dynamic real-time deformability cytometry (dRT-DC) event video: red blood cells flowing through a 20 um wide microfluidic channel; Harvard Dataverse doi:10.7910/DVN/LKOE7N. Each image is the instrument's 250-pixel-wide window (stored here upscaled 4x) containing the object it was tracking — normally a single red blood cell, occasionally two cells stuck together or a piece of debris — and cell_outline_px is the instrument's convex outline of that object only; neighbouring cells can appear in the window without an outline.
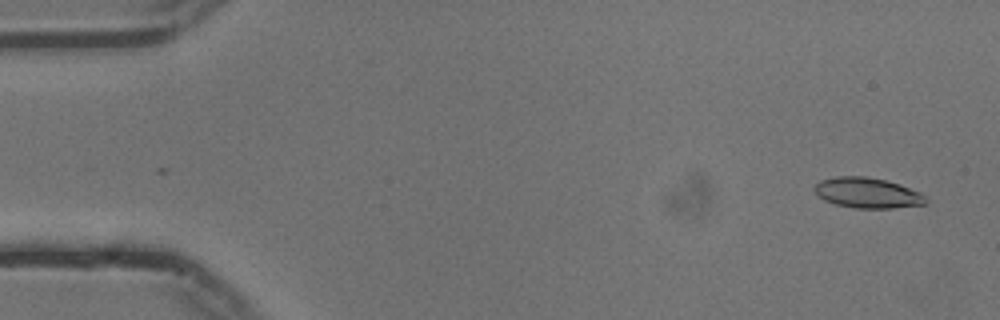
{"species": "common noctule bat (a hibernating species)", "species_latin": "Nyctalus noctula", "temperature_condition": "cold", "stored_images_in_passage": 54, "camera_frame_rate_fps": 3000, "um_per_image_px": 0.085, "animal": {"sex": "male", "body_mass_g": 13.3}, "frame": {"image": 1, "passage_image": 2, "time_ms": 0.333, "image_size_px": [1000, 320], "cell_outline_px": [[928, 204], [892, 208], [856, 208], [836, 204], [824, 200], [812, 188], [820, 180], [836, 176], [864, 176], [884, 180], [900, 184], [920, 192], [928, 200]], "centroid_in_image_um": [73.75, 16.39], "position_along_channel_um": 11.3, "area_um2": 19.71}}
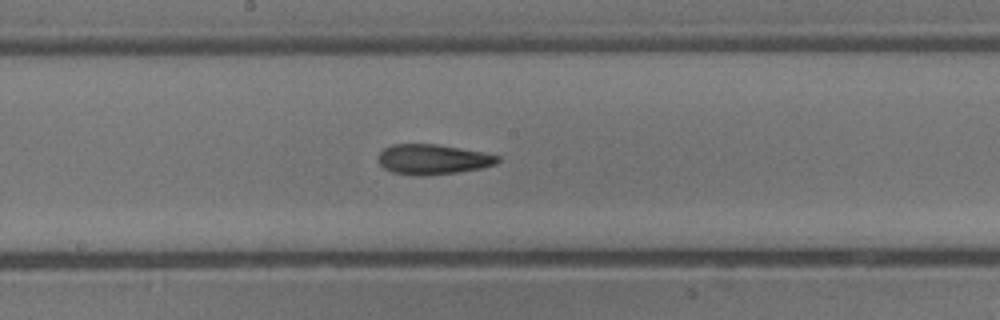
{"frame": {"image": 2, "passage_image": 28, "time_ms": 9.0, "image_size_px": [1000, 320], "cell_outline_px": [[500, 160], [496, 164], [480, 168], [456, 172], [424, 176], [412, 176], [392, 172], [384, 168], [380, 164], [376, 156], [384, 148], [392, 144], [436, 144], [480, 152], [500, 156]], "centroid_in_image_um": [36.73, 13.55], "position_along_channel_um": 211.5, "area_um2": 20.92}}
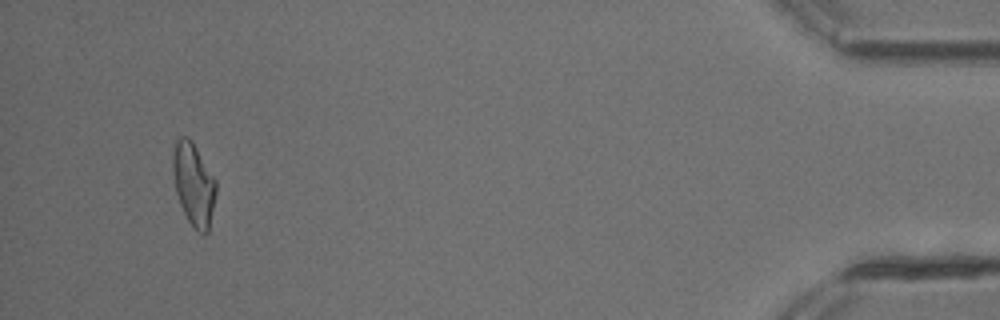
{"frame": {"image": 3, "passage_image": 51, "time_ms": 16.667, "image_size_px": [1000, 320], "cell_outline_px": [[216, 192], [208, 232], [204, 236], [192, 228], [180, 204], [176, 192], [172, 172], [172, 156], [176, 140], [180, 136], [188, 136], [192, 140], [216, 180]], "centroid_in_image_um": [16.45, 15.66], "position_along_channel_um": 418.8, "area_um2": 20.98}, "authors_computed_cell_mechanics": {"area_um2": 20.5479, "velocity_mm_per_s": 3.743, "shape_relaxation_time_tau1_ms": 5.9161, "shape_relaxation_time_tau2_ms": 3.825, "deformation_change_tau1": 0.1971, "deformation_change_tau2": 0.1439}}